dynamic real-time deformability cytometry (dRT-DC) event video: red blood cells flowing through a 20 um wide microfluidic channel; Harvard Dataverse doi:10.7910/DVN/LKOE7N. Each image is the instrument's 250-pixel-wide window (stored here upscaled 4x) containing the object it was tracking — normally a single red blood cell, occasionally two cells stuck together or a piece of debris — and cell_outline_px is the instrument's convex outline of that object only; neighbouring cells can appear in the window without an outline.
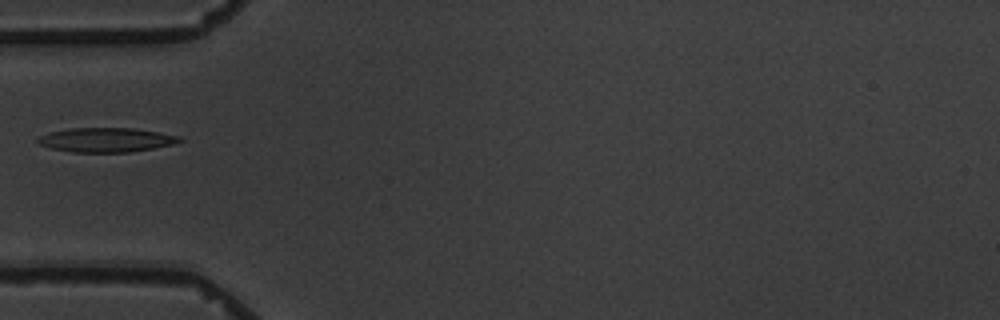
{"species": "common noctule bat (a hibernating species)", "species_latin": "Nyctalus noctula", "temperature_condition": "warm", "stored_images_in_passage": 6, "camera_frame_rate_fps": 3000, "um_per_image_px": 0.085, "animal": {"sex": "male", "body_mass_g": 19.5, "forearm_length_mm": 54.6}, "frame": {"image": 1, "passage_image": 6, "time_ms": 5.667, "image_size_px": [1000, 320], "cell_outline_px": [[184, 140], [172, 144], [152, 148], [128, 152], [72, 152], [52, 148], [40, 144], [36, 140], [40, 136], [48, 132], [68, 128], [132, 128], [180, 136]], "centroid_in_image_um": [8.99, 11.88], "position_along_channel_um": 76.0, "area_um2": 19.88}}